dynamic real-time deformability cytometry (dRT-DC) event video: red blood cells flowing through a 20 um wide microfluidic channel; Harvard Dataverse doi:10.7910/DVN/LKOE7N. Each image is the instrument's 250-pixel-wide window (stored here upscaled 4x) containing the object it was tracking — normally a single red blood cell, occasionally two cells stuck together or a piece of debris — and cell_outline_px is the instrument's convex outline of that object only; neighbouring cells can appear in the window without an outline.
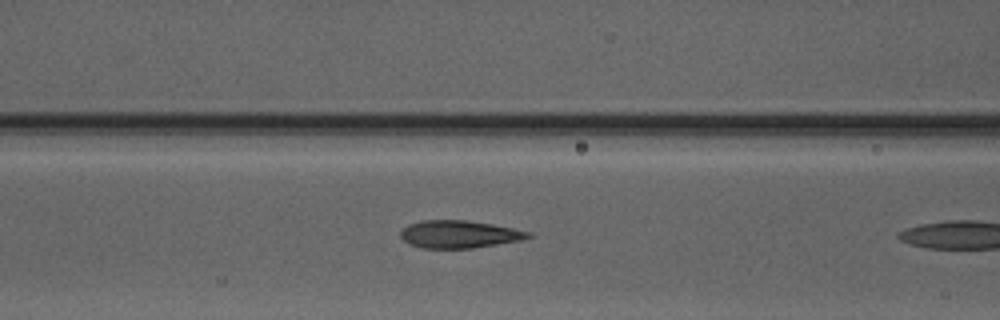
{"species": "Egyptian fruit bat (a non-hibernating species)", "species_latin": "Rousettus aegyptiacus", "temperature_condition": "warm", "stored_images_in_passage": 8, "camera_frame_rate_fps": 3000, "um_per_image_px": 0.085, "animal": {"sex": "male"}, "frame": {"image": 1, "passage_image": 7, "time_ms": 2.0, "image_size_px": [1000, 320], "cell_outline_px": [[532, 236], [520, 240], [472, 248], [424, 248], [408, 244], [400, 236], [400, 232], [408, 224], [424, 220], [464, 220], [492, 224], [532, 232]], "centroid_in_image_um": [39.01, 19.91], "position_along_channel_um": 127.6, "area_um2": 20.35}}